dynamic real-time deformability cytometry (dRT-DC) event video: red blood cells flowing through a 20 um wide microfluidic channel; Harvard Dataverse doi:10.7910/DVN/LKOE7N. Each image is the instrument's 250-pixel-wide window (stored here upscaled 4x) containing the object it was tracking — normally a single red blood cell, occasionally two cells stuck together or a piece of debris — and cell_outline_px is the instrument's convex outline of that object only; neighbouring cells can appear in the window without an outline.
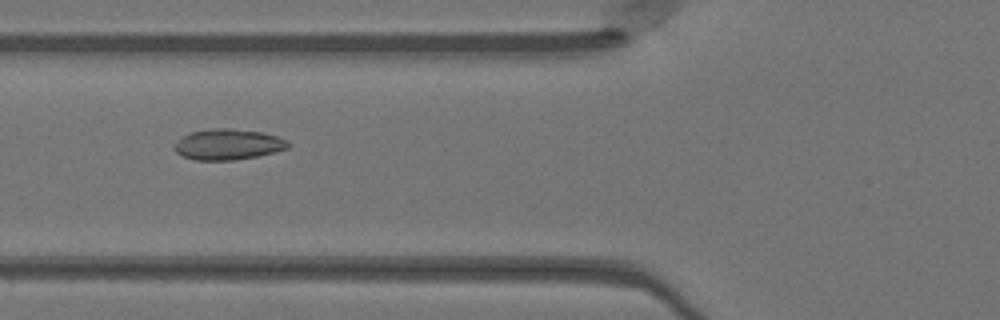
{"species": "Egyptian fruit bat (a non-hibernating species)", "species_latin": "Rousettus aegyptiacus", "temperature_condition": "warm", "stored_images_in_passage": 49, "camera_frame_rate_fps": 3000, "um_per_image_px": 0.085, "animal": {"sex": "female"}, "frame": {"image": 1, "passage_image": 19, "time_ms": 6.0, "image_size_px": [1000, 320], "cell_outline_px": [[288, 148], [256, 156], [232, 160], [196, 160], [184, 156], [176, 152], [172, 148], [188, 132], [216, 128], [232, 128], [260, 132], [276, 136], [288, 140]], "centroid_in_image_um": [19.37, 12.27], "position_along_channel_um": 106.4, "area_um2": 20.06}}
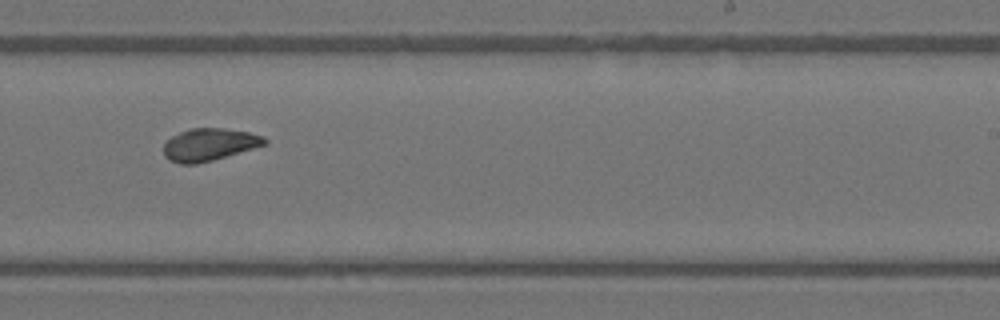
{"frame": {"image": 2, "passage_image": 31, "time_ms": 10.0, "image_size_px": [1000, 320], "cell_outline_px": [[268, 144], [212, 160], [196, 164], [180, 164], [164, 156], [164, 144], [172, 136], [188, 128], [224, 128], [248, 132], [264, 136], [268, 140]], "centroid_in_image_um": [17.81, 12.28], "position_along_channel_um": 271.2, "area_um2": 19.02}}
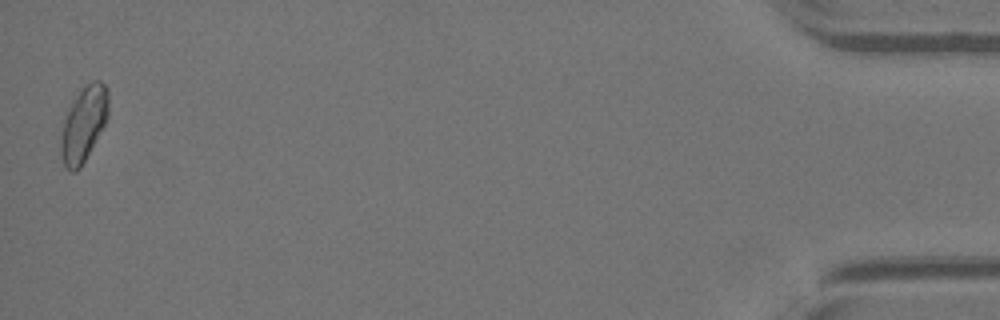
{"frame": {"image": 3, "passage_image": 49, "time_ms": 16.0, "image_size_px": [1000, 320], "cell_outline_px": [[108, 116], [104, 124], [80, 168], [76, 172], [72, 172], [64, 164], [60, 152], [60, 140], [64, 120], [76, 96], [84, 84], [92, 80], [100, 80], [108, 88]], "centroid_in_image_um": [7.12, 10.51], "position_along_channel_um": 428.1, "area_um2": 20.4}, "authors_computed_cell_mechanics": {"area_um2": 19.7676, "velocity_mm_per_s": 4.123, "shape_relaxation_time_tau1_ms": null, "shape_relaxation_time_tau2_ms": 1.4539, "deformation_change_tau1": null, "deformation_change_tau2": 0.0592}}